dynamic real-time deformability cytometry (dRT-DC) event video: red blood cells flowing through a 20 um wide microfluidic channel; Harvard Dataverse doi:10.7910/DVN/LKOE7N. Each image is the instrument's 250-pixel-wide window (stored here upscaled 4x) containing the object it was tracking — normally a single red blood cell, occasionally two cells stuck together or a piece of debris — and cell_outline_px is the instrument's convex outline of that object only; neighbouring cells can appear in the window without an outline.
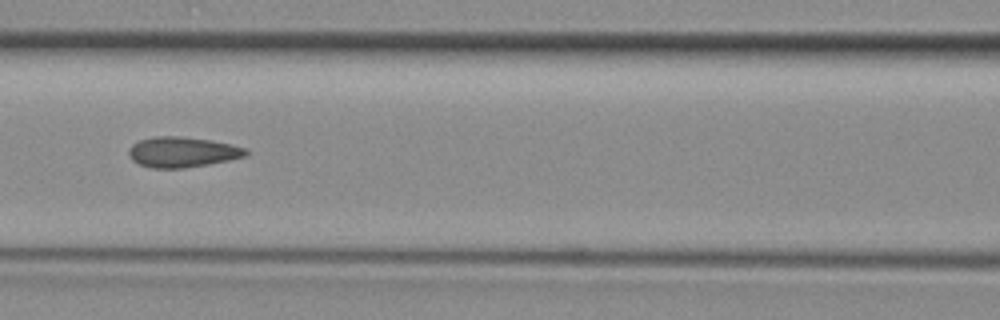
{"species": "common noctule bat (a hibernating species)", "species_latin": "Nyctalus noctula", "temperature_condition": "room temperature", "stored_images_in_passage": 47, "camera_frame_rate_fps": 3000, "um_per_image_px": 0.085, "animal": {"sex": "female", "body_mass_g": 29.2, "forearm_length_mm": 56.3}, "frame": {"image": 1, "passage_image": 20, "time_ms": 6.333, "image_size_px": [1000, 320], "cell_outline_px": [[248, 152], [244, 156], [228, 160], [208, 164], [184, 168], [152, 168], [140, 164], [132, 160], [128, 156], [128, 148], [132, 144], [140, 140], [156, 136], [180, 136], [208, 140], [248, 148]], "centroid_in_image_um": [15.45, 12.93], "position_along_channel_um": 151.1, "area_um2": 20.58}}
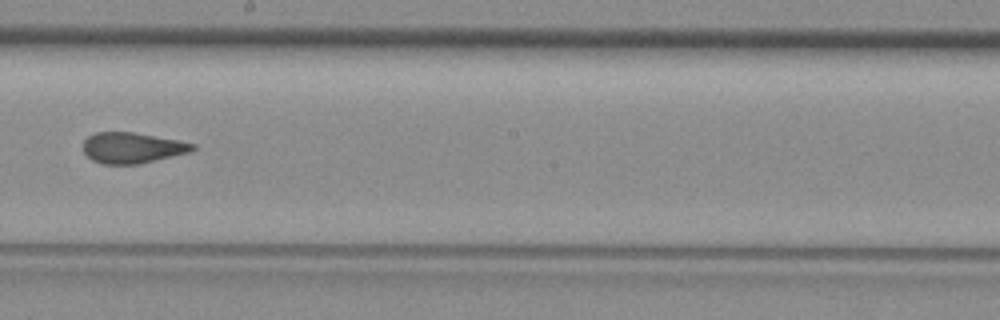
{"frame": {"image": 2, "passage_image": 26, "time_ms": 8.333, "image_size_px": [1000, 320], "cell_outline_px": [[196, 148], [188, 152], [172, 156], [136, 164], [100, 164], [92, 160], [84, 152], [84, 140], [88, 136], [96, 132], [132, 132], [176, 140], [196, 144]], "centroid_in_image_um": [11.2, 12.56], "position_along_channel_um": 237.0, "area_um2": 19.31}}
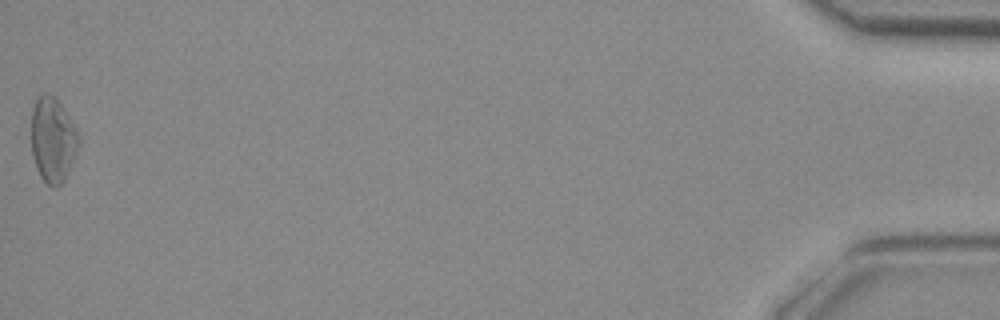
{"frame": {"image": 3, "passage_image": 47, "time_ms": 15.333, "image_size_px": [1000, 320], "cell_outline_px": [[80, 144], [64, 180], [56, 188], [52, 188], [40, 176], [36, 168], [32, 152], [32, 108], [36, 100], [40, 96], [52, 96], [60, 104], [76, 128], [80, 136]], "centroid_in_image_um": [4.5, 11.94], "position_along_channel_um": 430.7, "area_um2": 23.0}}